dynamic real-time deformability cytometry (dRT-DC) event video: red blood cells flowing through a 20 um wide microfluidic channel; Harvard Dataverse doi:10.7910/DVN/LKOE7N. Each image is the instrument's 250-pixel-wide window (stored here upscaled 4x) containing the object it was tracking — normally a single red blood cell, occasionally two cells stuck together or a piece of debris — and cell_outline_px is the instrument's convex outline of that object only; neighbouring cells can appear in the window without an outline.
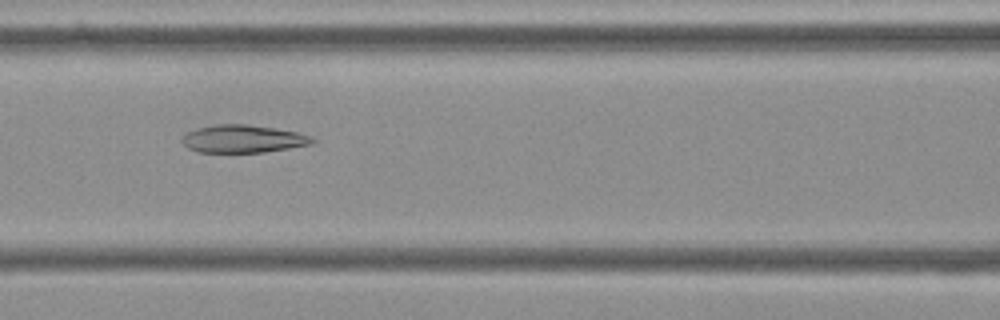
{"species": "Egyptian fruit bat (a non-hibernating species)", "species_latin": "Rousettus aegyptiacus", "temperature_condition": "cold", "stored_images_in_passage": 37, "camera_frame_rate_fps": 3000, "um_per_image_px": 0.085, "frame": {"image": 1, "passage_image": 11, "time_ms": 3.333, "image_size_px": [1000, 320], "cell_outline_px": [[316, 140], [312, 144], [264, 152], [196, 152], [188, 148], [180, 140], [188, 132], [200, 128], [216, 124], [248, 124], [296, 132], [312, 136]], "centroid_in_image_um": [20.66, 11.81], "position_along_channel_um": 145.9, "area_um2": 20.87}}
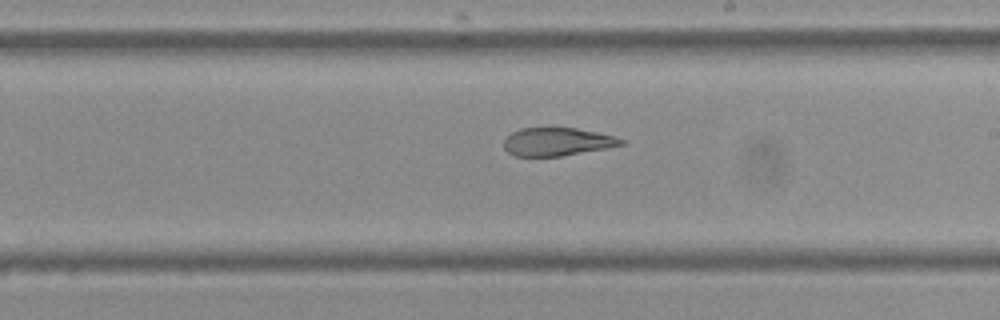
{"frame": {"image": 2, "passage_image": 19, "time_ms": 6.0, "image_size_px": [1000, 320], "cell_outline_px": [[624, 144], [608, 148], [560, 156], [516, 156], [508, 152], [504, 148], [504, 136], [520, 128], [576, 128], [596, 132], [612, 136], [624, 140]], "centroid_in_image_um": [47.31, 12.05], "position_along_channel_um": 241.7, "area_um2": 19.13}}
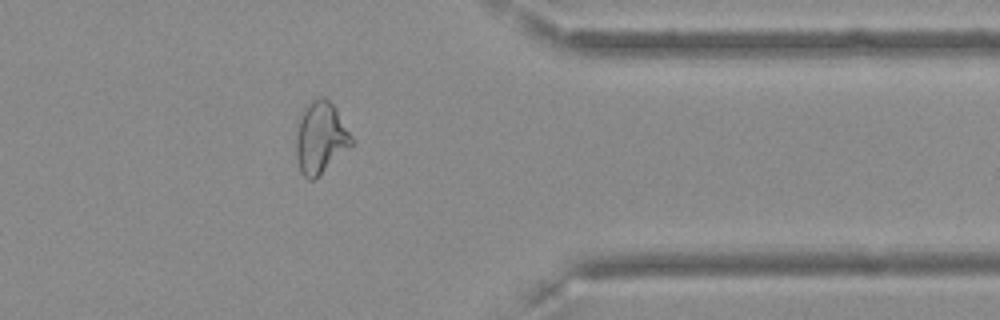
{"frame": {"image": 3, "passage_image": 32, "time_ms": 10.333, "image_size_px": [1000, 320], "cell_outline_px": [[356, 140], [352, 144], [312, 180], [308, 180], [300, 172], [296, 156], [296, 120], [304, 108], [312, 100], [320, 96], [324, 96], [336, 108]], "centroid_in_image_um": [27.23, 11.65], "position_along_channel_um": 384.2, "area_um2": 23.24}, "authors_computed_cell_mechanics": {"area_um2": 21.5016, "velocity_mm_per_s": 3.6048, "shape_relaxation_time_tau1_ms": null, "shape_relaxation_time_tau2_ms": 4.4846, "deformation_change_tau1": null, "deformation_change_tau2": 0.1173}}